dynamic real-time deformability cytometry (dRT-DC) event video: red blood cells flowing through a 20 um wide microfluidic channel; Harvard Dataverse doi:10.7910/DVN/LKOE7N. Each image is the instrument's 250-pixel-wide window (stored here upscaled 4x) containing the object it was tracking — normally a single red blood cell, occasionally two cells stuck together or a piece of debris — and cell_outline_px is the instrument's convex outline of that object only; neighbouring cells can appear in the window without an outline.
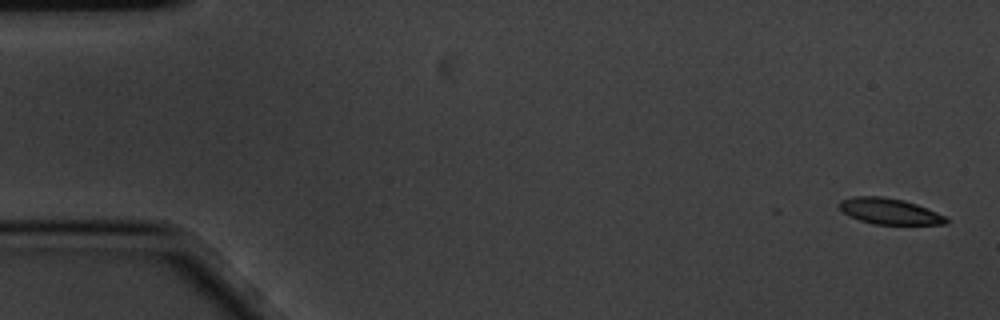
{"species": "common noctule bat (a hibernating species)", "species_latin": "Nyctalus noctula", "temperature_condition": "cold", "stored_images_in_passage": 6, "segment_of_instrument_passage": [1, 2], "camera_frame_rate_fps": 3000, "um_per_image_px": 0.085, "animal": {"sex": "male", "body_mass_g": 20.1, "forearm_length_mm": 53.5}, "frame": {"image": 1, "passage_image": 1, "time_ms": 0.0, "image_size_px": [1000, 320], "cell_outline_px": [[948, 224], [872, 224], [848, 216], [840, 208], [840, 200], [852, 196], [884, 196], [904, 200], [928, 208], [944, 216], [948, 220]], "centroid_in_image_um": [75.59, 17.95], "position_along_channel_um": 9.4, "area_um2": 16.13}}
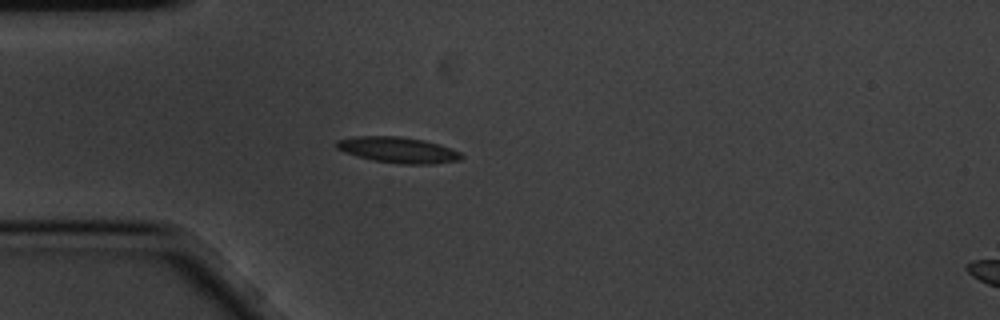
{"frame": {"image": 2, "passage_image": 5, "time_ms": 1.333, "image_size_px": [1000, 320], "cell_outline_px": [[464, 156], [460, 160], [432, 164], [400, 164], [376, 160], [344, 152], [336, 148], [336, 140], [356, 136], [400, 136], [424, 140], [440, 144], [452, 148], [460, 152]], "centroid_in_image_um": [33.87, 12.73], "position_along_channel_um": 51.1, "area_um2": 18.79}}